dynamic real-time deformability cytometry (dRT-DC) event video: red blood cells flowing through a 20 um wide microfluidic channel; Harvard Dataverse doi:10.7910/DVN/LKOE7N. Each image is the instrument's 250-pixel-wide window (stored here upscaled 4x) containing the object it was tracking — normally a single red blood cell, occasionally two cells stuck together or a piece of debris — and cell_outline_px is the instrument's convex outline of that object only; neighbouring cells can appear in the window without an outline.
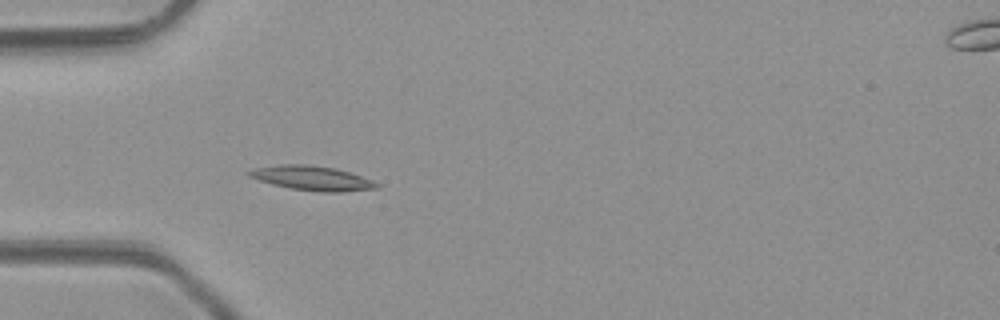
{"species": "common noctule bat (a hibernating species)", "species_latin": "Nyctalus noctula", "temperature_condition": "room temperature", "stored_images_in_passage": 5, "camera_frame_rate_fps": 3000, "um_per_image_px": 0.085, "animal": {"sex": "male", "body_mass_g": 23.1, "forearm_length_mm": 52.7}, "frame": {"image": 1, "passage_image": 4, "time_ms": 3.333, "image_size_px": [1000, 320], "cell_outline_px": [[380, 188], [340, 192], [320, 192], [292, 188], [272, 184], [248, 176], [244, 172], [252, 168], [280, 164], [308, 164], [336, 168], [372, 180], [380, 184]], "centroid_in_image_um": [26.5, 15.13], "position_along_channel_um": 58.5, "area_um2": 18.26}}